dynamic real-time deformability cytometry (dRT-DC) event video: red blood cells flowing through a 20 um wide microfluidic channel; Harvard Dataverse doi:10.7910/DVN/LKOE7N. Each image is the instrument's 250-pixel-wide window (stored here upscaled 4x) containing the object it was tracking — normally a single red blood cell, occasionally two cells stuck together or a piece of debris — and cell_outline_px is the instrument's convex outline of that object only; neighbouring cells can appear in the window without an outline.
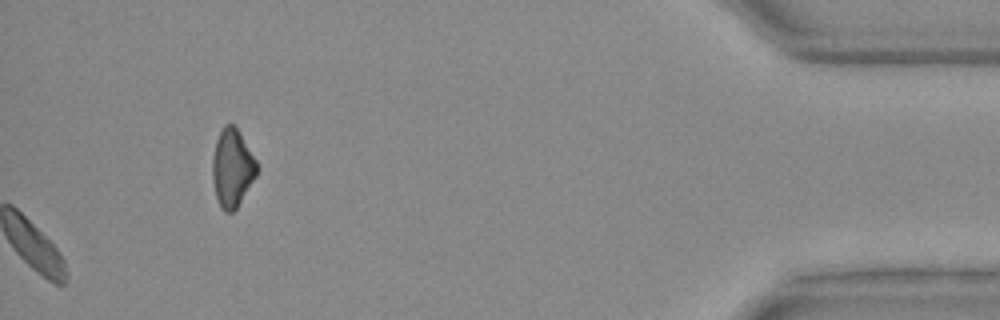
{"species": "Egyptian fruit bat (a non-hibernating species)", "species_latin": "Rousettus aegyptiacus", "temperature_condition": "warm", "stored_images_in_passage": 26, "camera_frame_rate_fps": 3000, "um_per_image_px": 0.085, "animal": {"sex": "female"}, "frame": {"image": 1, "passage_image": 26, "time_ms": 8.333, "image_size_px": [1000, 320], "cell_outline_px": [[256, 176], [236, 208], [232, 212], [224, 212], [216, 196], [212, 180], [212, 160], [216, 140], [224, 124], [232, 124], [236, 128], [256, 160]], "centroid_in_image_um": [19.71, 14.28], "position_along_channel_um": 415.5, "area_um2": 19.71}}